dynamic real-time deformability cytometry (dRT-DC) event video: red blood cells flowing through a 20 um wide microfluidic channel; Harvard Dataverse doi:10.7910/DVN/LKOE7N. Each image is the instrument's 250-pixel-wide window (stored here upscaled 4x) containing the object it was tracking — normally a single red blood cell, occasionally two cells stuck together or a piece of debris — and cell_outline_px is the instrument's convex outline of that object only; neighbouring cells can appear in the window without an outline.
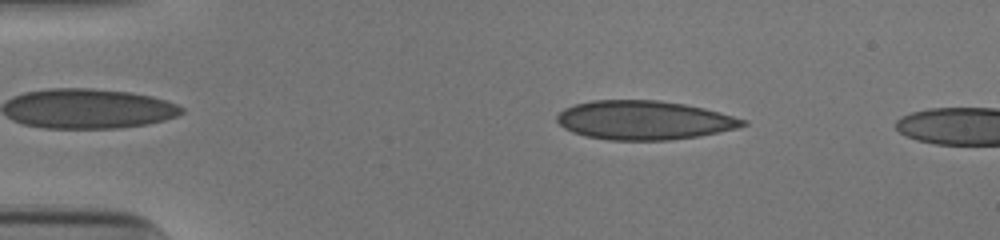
{"species": "human", "species_latin": "Homo sapiens", "temperature_condition": "cold", "stored_images_in_passage": 12, "camera_frame_rate_fps": 3000, "um_per_image_px": 0.085, "donor": {"sex": "male"}, "frame": {"image": 1, "passage_image": 7, "time_ms": 2.0, "image_size_px": [1000, 240], "cell_outline_px": [[748, 124], [736, 128], [700, 136], [668, 140], [612, 140], [588, 136], [572, 132], [564, 128], [556, 120], [556, 116], [564, 108], [576, 104], [592, 100], [656, 100], [684, 104], [704, 108], [748, 120]], "centroid_in_image_um": [54.75, 10.21], "position_along_channel_um": 30.3, "area_um2": 42.02}}